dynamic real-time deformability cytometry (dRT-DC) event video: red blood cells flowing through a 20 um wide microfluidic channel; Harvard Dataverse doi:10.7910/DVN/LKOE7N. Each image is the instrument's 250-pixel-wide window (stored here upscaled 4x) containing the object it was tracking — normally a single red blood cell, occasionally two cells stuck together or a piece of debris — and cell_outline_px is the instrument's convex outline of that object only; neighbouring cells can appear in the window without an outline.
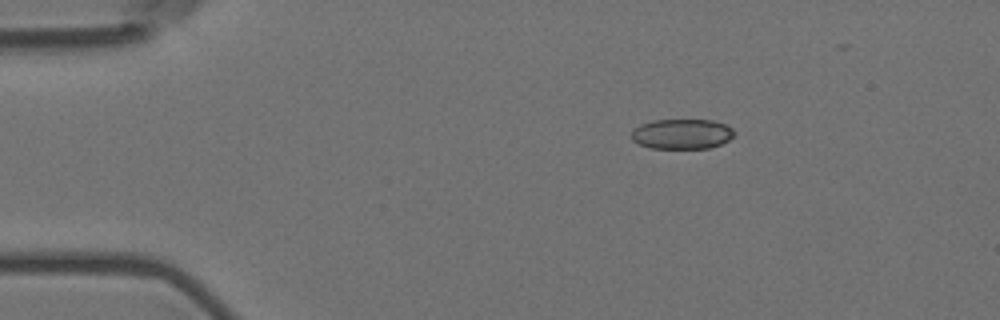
{"species": "Egyptian fruit bat (a non-hibernating species)", "species_latin": "Rousettus aegyptiacus", "temperature_condition": "room temperature", "stored_images_in_passage": 4, "camera_frame_rate_fps": 3000, "um_per_image_px": 0.085, "animal": {"sex": "female"}, "frame": {"image": 1, "passage_image": 1, "time_ms": 0.0, "image_size_px": [1000, 320], "cell_outline_px": [[736, 132], [728, 140], [720, 144], [708, 148], [652, 148], [640, 144], [632, 140], [632, 132], [640, 124], [652, 120], [712, 120], [724, 124], [732, 128]], "centroid_in_image_um": [57.97, 11.38], "position_along_channel_um": 27.0, "area_um2": 17.86}}